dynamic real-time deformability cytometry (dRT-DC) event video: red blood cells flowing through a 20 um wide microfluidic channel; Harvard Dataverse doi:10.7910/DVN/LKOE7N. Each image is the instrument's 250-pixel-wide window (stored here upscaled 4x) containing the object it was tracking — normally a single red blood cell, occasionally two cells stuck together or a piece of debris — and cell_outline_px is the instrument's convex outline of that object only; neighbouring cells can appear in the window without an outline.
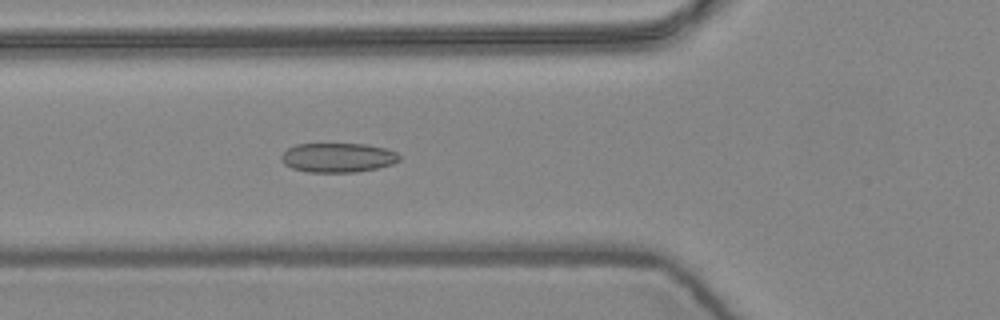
{"species": "common noctule bat (a hibernating species)", "species_latin": "Nyctalus noctula", "temperature_condition": "warm", "stored_images_in_passage": 4, "camera_frame_rate_fps": 3000, "um_per_image_px": 0.085, "animal": {"sex": "female", "body_mass_g": 24.6, "forearm_length_mm": 56.2}, "frame": {"image": 1, "passage_image": 4, "time_ms": 1.0, "image_size_px": [1000, 320], "cell_outline_px": [[400, 160], [392, 164], [376, 168], [356, 172], [308, 172], [292, 168], [284, 164], [280, 160], [280, 156], [288, 148], [296, 144], [368, 144], [384, 148], [396, 152], [400, 156]], "centroid_in_image_um": [28.7, 13.39], "position_along_channel_um": 97.1, "area_um2": 20.23}}